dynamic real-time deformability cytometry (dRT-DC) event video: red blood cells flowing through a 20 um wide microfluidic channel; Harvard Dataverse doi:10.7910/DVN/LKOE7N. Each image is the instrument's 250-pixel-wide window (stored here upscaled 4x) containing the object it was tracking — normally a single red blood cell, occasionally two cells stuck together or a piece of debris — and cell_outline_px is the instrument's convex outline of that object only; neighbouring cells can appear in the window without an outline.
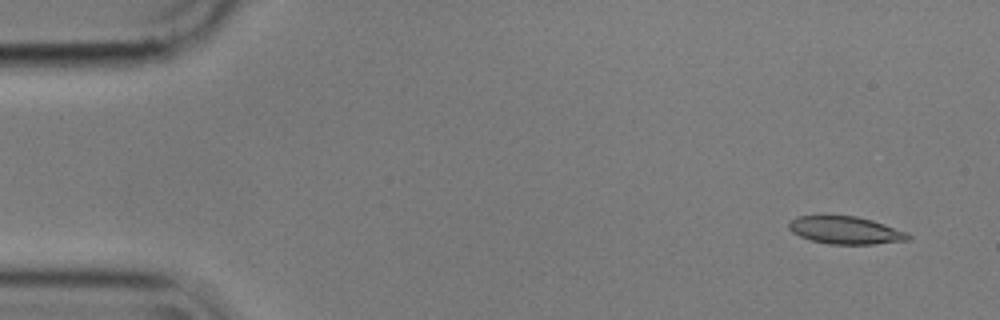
{"species": "common noctule bat (a hibernating species)", "species_latin": "Nyctalus noctula", "temperature_condition": "cold", "stored_images_in_passage": 5, "camera_frame_rate_fps": 3000, "um_per_image_px": 0.085, "animal": {"sex": "male", "body_mass_g": 17.9}, "frame": {"image": 1, "passage_image": 1, "time_ms": 0.0, "image_size_px": [1000, 320], "cell_outline_px": [[912, 236], [908, 240], [876, 244], [828, 244], [812, 240], [800, 236], [792, 232], [788, 228], [788, 224], [796, 216], [856, 216], [872, 220], [908, 232]], "centroid_in_image_um": [71.89, 19.58], "position_along_channel_um": 13.1, "area_um2": 19.13}}
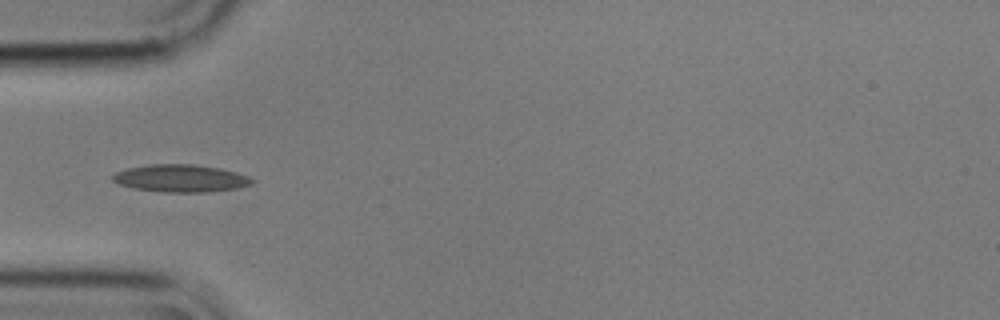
{"frame": {"image": 2, "passage_image": 5, "time_ms": 1.333, "image_size_px": [1000, 320], "cell_outline_px": [[256, 180], [252, 184], [236, 188], [208, 192], [160, 192], [136, 188], [120, 184], [112, 180], [112, 176], [116, 172], [128, 168], [148, 164], [192, 164], [220, 168], [236, 172], [248, 176]], "centroid_in_image_um": [15.38, 15.15], "position_along_channel_um": 69.6, "area_um2": 22.25}}